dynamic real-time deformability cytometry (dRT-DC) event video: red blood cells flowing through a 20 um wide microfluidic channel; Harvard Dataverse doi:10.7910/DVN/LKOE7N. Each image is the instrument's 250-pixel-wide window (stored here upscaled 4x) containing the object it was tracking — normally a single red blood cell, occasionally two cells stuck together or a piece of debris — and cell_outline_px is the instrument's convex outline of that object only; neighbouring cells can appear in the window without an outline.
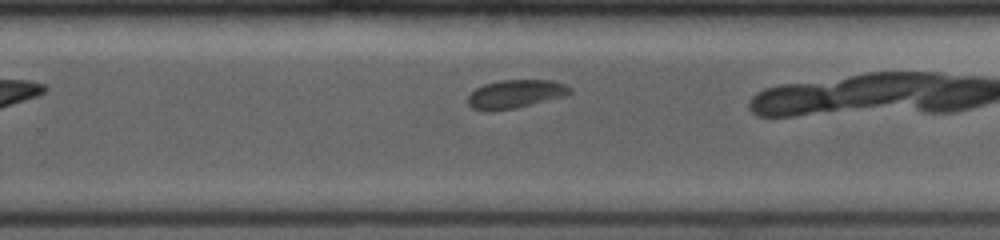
{"species": "common noctule bat (a hibernating species)", "species_latin": "Nyctalus noctula", "temperature_condition": "room temperature", "stored_images_in_passage": 19, "camera_frame_rate_fps": 4000, "um_per_image_px": 0.085, "animal": {"sex": "female", "body_mass_g": 19.0, "forearm_length_mm": 53.3}, "frame": {"image": 1, "passage_image": 11, "time_ms": 5.5, "image_size_px": [1000, 240], "cell_outline_px": [[572, 92], [564, 96], [512, 108], [472, 108], [468, 104], [468, 96], [476, 88], [484, 84], [500, 80], [552, 80], [564, 84], [572, 88]], "centroid_in_image_um": [43.86, 7.93], "position_along_channel_um": 285.9, "area_um2": 16.13}}